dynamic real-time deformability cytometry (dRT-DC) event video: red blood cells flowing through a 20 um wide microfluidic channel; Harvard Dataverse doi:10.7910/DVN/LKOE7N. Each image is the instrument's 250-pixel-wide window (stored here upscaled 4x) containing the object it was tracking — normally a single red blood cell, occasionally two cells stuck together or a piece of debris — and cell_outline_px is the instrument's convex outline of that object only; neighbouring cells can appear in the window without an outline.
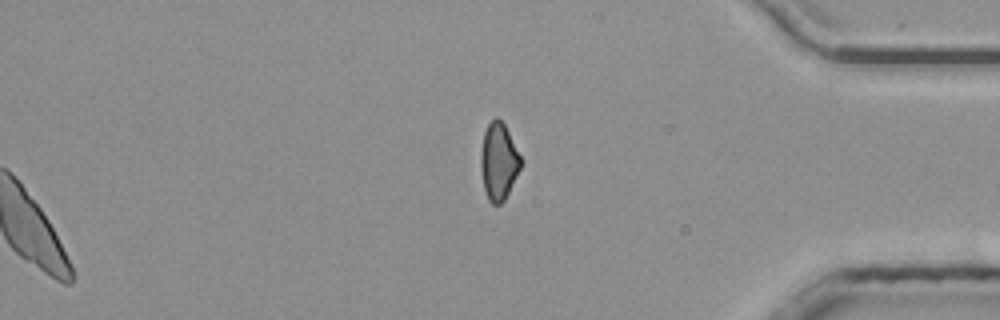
{"species": "common noctule bat (a hibernating species)", "species_latin": "Nyctalus noctula", "temperature_condition": "room temperature", "stored_images_in_passage": 49, "segment_of_instrument_passage": [2, 2], "camera_frame_rate_fps": 3000, "um_per_image_px": 0.085, "animal": {"sex": "male", "body_mass_g": 20.4}, "frame": {"image": 1, "passage_image": 49, "time_ms": 16.0, "image_size_px": [1000, 320], "cell_outline_px": [[520, 168], [504, 200], [500, 204], [492, 204], [488, 200], [484, 188], [480, 168], [480, 156], [484, 132], [488, 124], [496, 116], [504, 124], [520, 156]], "centroid_in_image_um": [42.35, 13.73], "position_along_channel_um": 392.8, "area_um2": 17.57}}